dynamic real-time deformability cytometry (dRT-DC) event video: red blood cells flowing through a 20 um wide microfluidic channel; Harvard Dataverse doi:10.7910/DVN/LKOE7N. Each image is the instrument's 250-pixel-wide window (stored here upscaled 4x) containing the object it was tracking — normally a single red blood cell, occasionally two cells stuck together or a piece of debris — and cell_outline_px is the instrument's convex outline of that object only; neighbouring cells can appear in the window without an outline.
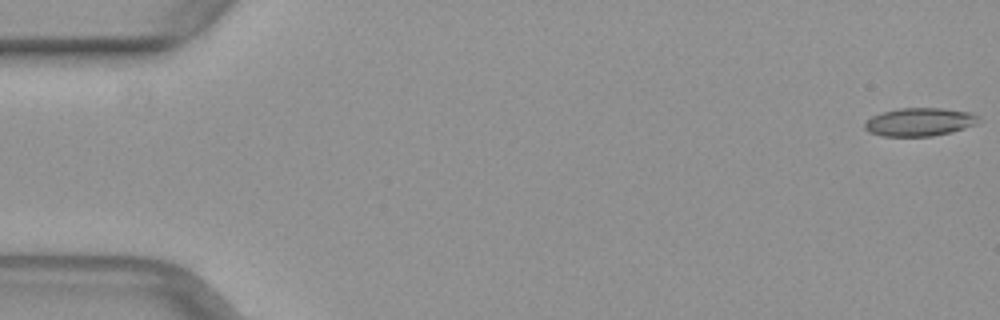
{"species": "common noctule bat (a hibernating species)", "species_latin": "Nyctalus noctula", "temperature_condition": "warm", "stored_images_in_passage": 15, "camera_frame_rate_fps": 3000, "um_per_image_px": 0.085, "animal": {"sex": "female", "body_mass_g": 29.2, "forearm_length_mm": 56.3}, "frame": {"image": 1, "passage_image": 1, "time_ms": 0.0, "image_size_px": [1000, 320], "cell_outline_px": [[980, 120], [976, 124], [952, 132], [932, 136], [880, 136], [868, 132], [864, 128], [864, 124], [872, 116], [880, 112], [900, 108], [940, 108], [972, 112], [980, 116]], "centroid_in_image_um": [78.17, 10.36], "position_along_channel_um": 6.8, "area_um2": 18.9}}
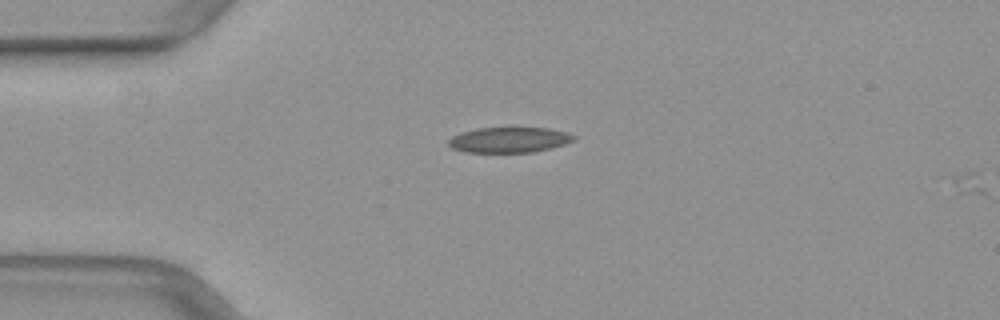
{"frame": {"image": 2, "passage_image": 13, "time_ms": 4.0, "image_size_px": [1000, 320], "cell_outline_px": [[576, 140], [552, 148], [532, 152], [464, 152], [452, 148], [448, 144], [448, 140], [452, 136], [460, 132], [476, 128], [552, 128], [568, 132], [576, 136]], "centroid_in_image_um": [43.3, 11.88], "position_along_channel_um": 41.7, "area_um2": 18.73}}